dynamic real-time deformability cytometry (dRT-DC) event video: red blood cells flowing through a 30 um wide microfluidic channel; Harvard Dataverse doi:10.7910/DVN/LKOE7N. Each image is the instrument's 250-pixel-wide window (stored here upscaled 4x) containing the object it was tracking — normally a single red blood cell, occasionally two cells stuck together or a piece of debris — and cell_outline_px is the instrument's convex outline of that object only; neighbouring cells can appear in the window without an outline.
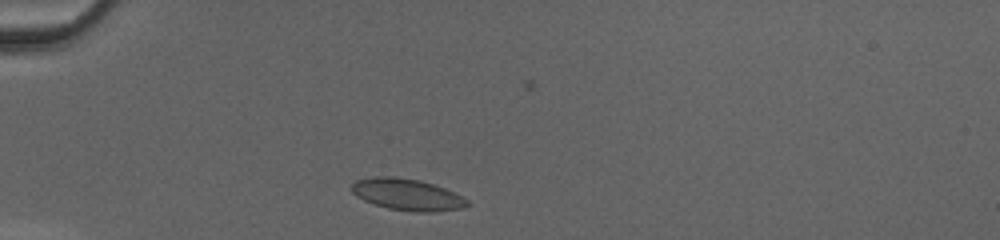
{"species": "common noctule bat (a hibernating species)", "species_latin": "Nyctalus noctula", "temperature_condition": "cold", "stored_images_in_passage": 30, "camera_frame_rate_fps": 3000, "um_per_image_px": 0.085, "animal": {"sex": "female", "body_mass_g": 20.0, "forearm_length_mm": 54.0}, "frame": {"image": 1, "passage_image": 2, "time_ms": 0.333, "image_size_px": [1000, 240], "cell_outline_px": [[472, 204], [460, 208], [432, 212], [412, 212], [388, 208], [364, 200], [356, 196], [352, 192], [352, 184], [356, 180], [376, 176], [392, 176], [420, 180], [444, 188], [468, 200]], "centroid_in_image_um": [34.6, 16.53], "position_along_channel_um": 50.4, "area_um2": 21.1}}
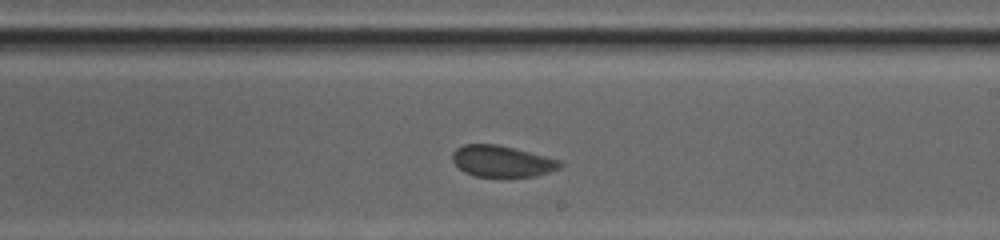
{"frame": {"image": 2, "passage_image": 18, "time_ms": 5.667, "image_size_px": [1000, 240], "cell_outline_px": [[564, 164], [560, 168], [536, 176], [476, 176], [464, 172], [452, 160], [452, 152], [456, 148], [464, 144], [496, 144], [516, 148], [560, 160]], "centroid_in_image_um": [42.67, 13.69], "position_along_channel_um": 246.3, "area_um2": 19.59}}
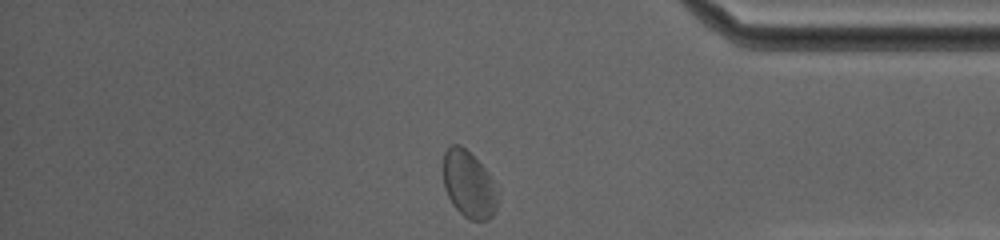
{"frame": {"image": 3, "passage_image": 30, "time_ms": 9.667, "image_size_px": [1000, 240], "cell_outline_px": [[496, 208], [492, 216], [488, 220], [468, 220], [452, 204], [444, 188], [444, 152], [452, 144], [460, 144], [488, 172], [492, 180], [496, 196]], "centroid_in_image_um": [39.82, 15.69], "position_along_channel_um": 395.4, "area_um2": 20.69}, "authors_computed_cell_mechanics": {"area_um2": 20.3167, "velocity_mm_per_s": 4.1497, "shape_relaxation_time_tau1_ms": null, "shape_relaxation_time_tau2_ms": 0.7529, "deformation_change_tau1": null, "deformation_change_tau2": 0.0572}}